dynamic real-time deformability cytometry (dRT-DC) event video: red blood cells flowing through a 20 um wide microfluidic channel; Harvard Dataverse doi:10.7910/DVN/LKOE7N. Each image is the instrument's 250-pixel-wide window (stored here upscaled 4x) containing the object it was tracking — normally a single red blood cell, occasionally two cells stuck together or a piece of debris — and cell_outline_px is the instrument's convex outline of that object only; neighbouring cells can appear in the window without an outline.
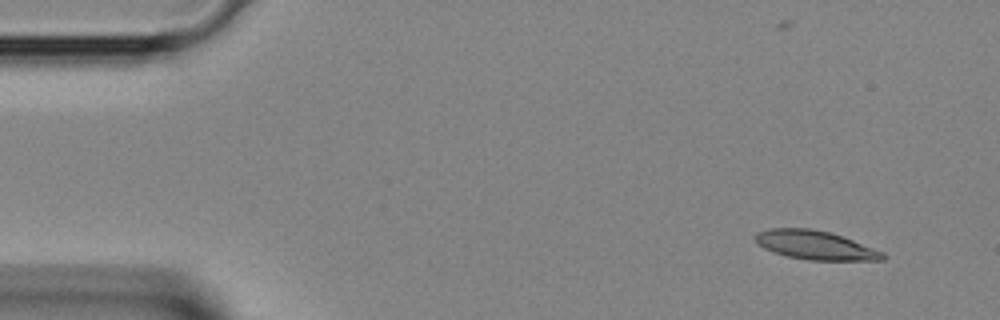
{"species": "Egyptian fruit bat (a non-hibernating species)", "species_latin": "Rousettus aegyptiacus", "temperature_condition": "room temperature", "stored_images_in_passage": 39, "camera_frame_rate_fps": 3000, "um_per_image_px": 0.085, "animal": {"sex": "female"}, "frame": {"image": 1, "passage_image": 1, "time_ms": 0.0, "image_size_px": [1000, 320], "cell_outline_px": [[884, 260], [808, 260], [788, 256], [772, 252], [756, 244], [756, 232], [768, 228], [812, 228], [828, 232], [852, 240], [884, 252]], "centroid_in_image_um": [69.25, 20.83], "position_along_channel_um": 15.8, "area_um2": 21.27}}
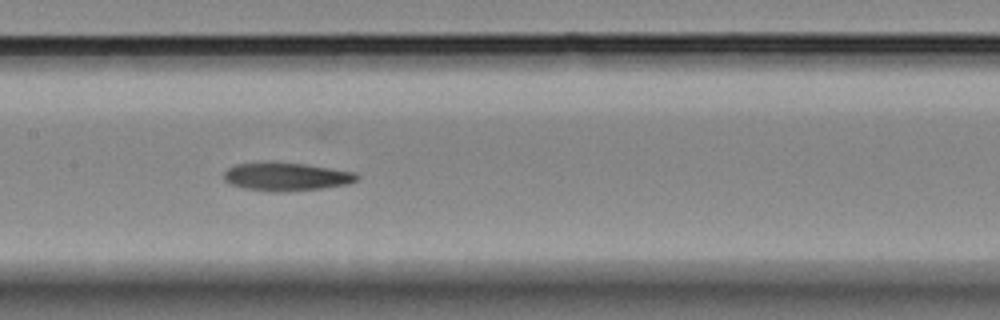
{"frame": {"image": 2, "passage_image": 17, "time_ms": 5.333, "image_size_px": [1000, 320], "cell_outline_px": [[360, 176], [356, 180], [348, 184], [320, 188], [280, 192], [272, 192], [244, 188], [228, 184], [224, 180], [224, 172], [228, 168], [236, 164], [264, 160], [268, 160], [304, 164], [352, 172]], "centroid_in_image_um": [24.23, 14.99], "position_along_channel_um": 183.2, "area_um2": 22.14}}
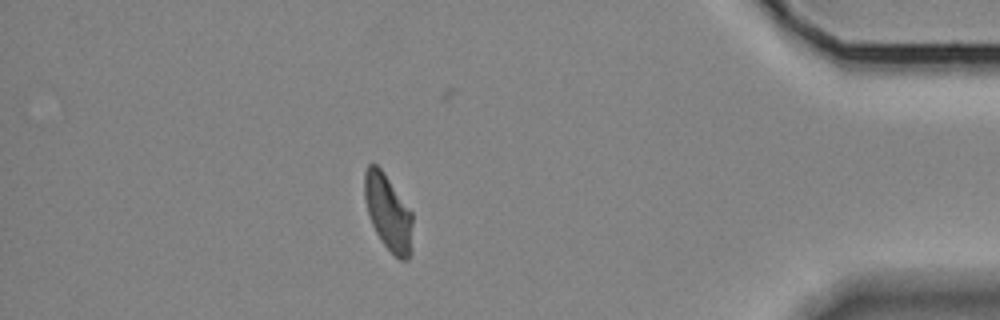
{"frame": {"image": 3, "passage_image": 33, "time_ms": 10.667, "image_size_px": [1000, 320], "cell_outline_px": [[412, 252], [408, 260], [400, 260], [380, 240], [372, 224], [364, 200], [364, 172], [368, 164], [376, 164], [380, 168], [412, 212]], "centroid_in_image_um": [32.99, 18.08], "position_along_channel_um": 402.2, "area_um2": 21.15}}